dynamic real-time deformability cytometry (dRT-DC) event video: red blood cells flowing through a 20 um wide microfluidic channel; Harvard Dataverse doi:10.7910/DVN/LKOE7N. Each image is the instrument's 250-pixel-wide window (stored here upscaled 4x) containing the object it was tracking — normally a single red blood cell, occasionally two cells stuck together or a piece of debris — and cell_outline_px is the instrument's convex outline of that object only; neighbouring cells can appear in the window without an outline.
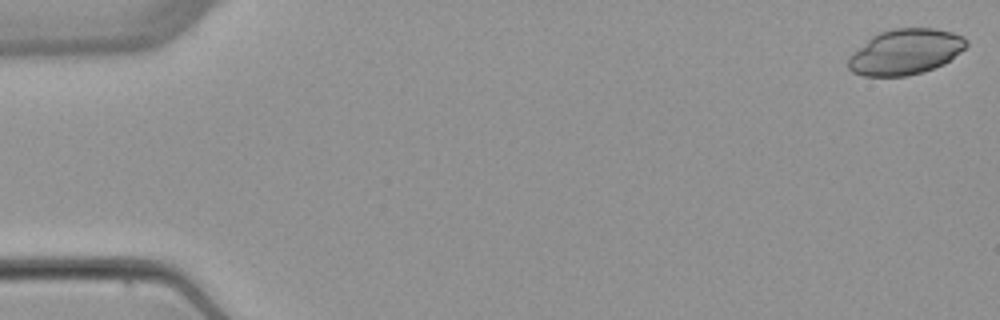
{"species": "common noctule bat (a hibernating species)", "species_latin": "Nyctalus noctula", "temperature_condition": "warm", "stored_images_in_passage": 5, "camera_frame_rate_fps": 3000, "um_per_image_px": 0.085, "animal": {"sex": "female", "body_mass_g": 22.7, "forearm_length_mm": 54.2}, "frame": {"image": 1, "passage_image": 1, "time_ms": 0.0, "image_size_px": [1000, 320], "cell_outline_px": [[968, 44], [960, 52], [944, 64], [924, 72], [908, 76], [864, 76], [852, 72], [848, 68], [848, 56], [872, 36], [880, 32], [896, 28], [936, 28], [952, 32], [964, 36], [968, 40]], "centroid_in_image_um": [76.97, 4.41], "position_along_channel_um": 8.0, "area_um2": 31.44}}